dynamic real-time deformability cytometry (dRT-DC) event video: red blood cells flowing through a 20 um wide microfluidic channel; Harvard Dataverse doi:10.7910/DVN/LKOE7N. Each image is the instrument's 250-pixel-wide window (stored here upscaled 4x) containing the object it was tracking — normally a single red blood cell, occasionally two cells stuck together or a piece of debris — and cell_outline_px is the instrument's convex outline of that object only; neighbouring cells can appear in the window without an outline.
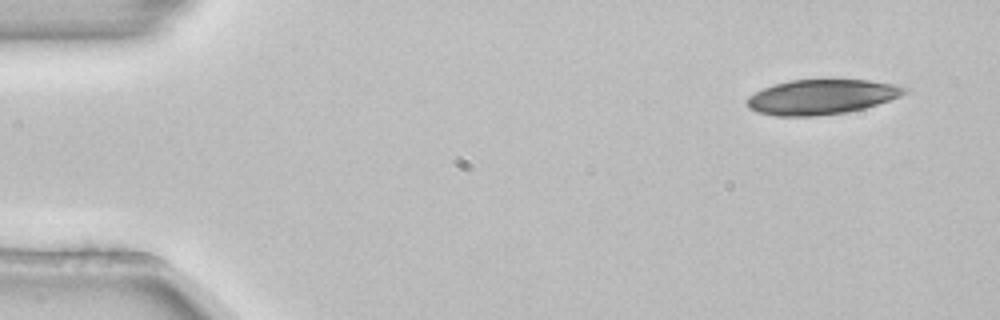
{"species": "common noctule bat (a hibernating species)", "species_latin": "Nyctalus noctula", "temperature_condition": "room temperature", "stored_images_in_passage": 4, "camera_frame_rate_fps": 3000, "um_per_image_px": 0.085, "animal": {"sex": "female", "body_mass_g": 22.7, "forearm_length_mm": 54.2}, "frame": {"image": 1, "passage_image": 1, "time_ms": 0.0, "image_size_px": [1000, 320], "cell_outline_px": [[912, 88], [908, 92], [900, 96], [864, 108], [848, 112], [816, 116], [776, 116], [756, 112], [748, 108], [744, 100], [748, 96], [772, 84], [788, 80], [868, 80], [900, 84]], "centroid_in_image_um": [69.84, 8.23], "position_along_channel_um": 15.2, "area_um2": 32.43}}